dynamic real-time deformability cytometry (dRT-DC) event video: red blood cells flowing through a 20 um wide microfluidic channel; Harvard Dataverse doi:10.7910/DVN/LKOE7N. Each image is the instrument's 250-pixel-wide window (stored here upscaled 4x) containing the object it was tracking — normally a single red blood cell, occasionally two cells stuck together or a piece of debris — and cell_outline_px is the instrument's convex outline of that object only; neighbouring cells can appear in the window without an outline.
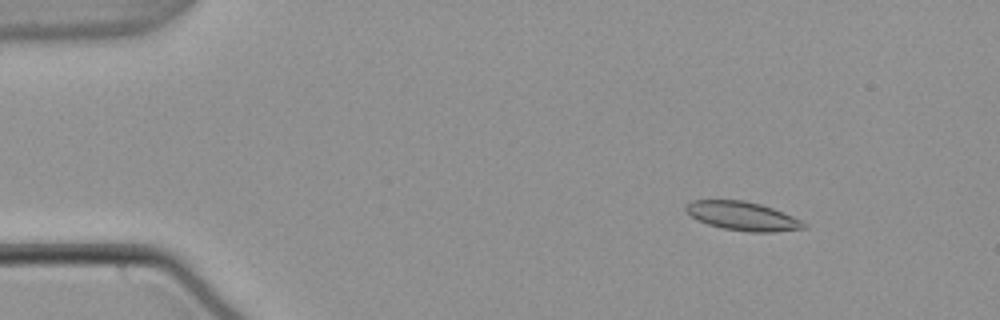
{"species": "common noctule bat (a hibernating species)", "species_latin": "Nyctalus noctula", "temperature_condition": "warm", "stored_images_in_passage": 54, "camera_frame_rate_fps": 3000, "um_per_image_px": 0.085, "animal": {"sex": "male", "body_mass_g": 21.5, "forearm_length_mm": 52.0}, "frame": {"image": 1, "passage_image": 7, "time_ms": 2.0, "image_size_px": [1000, 320], "cell_outline_px": [[808, 228], [772, 232], [748, 232], [724, 228], [708, 224], [692, 216], [684, 208], [692, 200], [744, 200], [760, 204], [772, 208], [792, 216], [808, 224]], "centroid_in_image_um": [63.16, 18.37], "position_along_channel_um": 21.8, "area_um2": 19.54}}
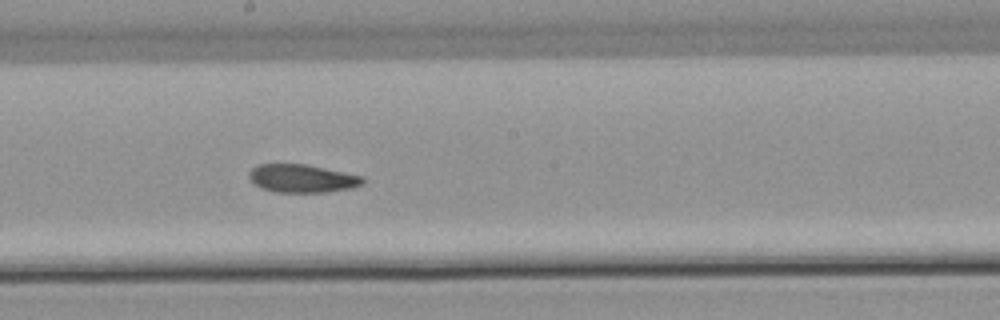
{"frame": {"image": 2, "passage_image": 30, "time_ms": 9.667, "image_size_px": [1000, 320], "cell_outline_px": [[364, 184], [352, 188], [324, 192], [276, 192], [260, 188], [248, 176], [248, 172], [256, 164], [304, 164], [364, 176]], "centroid_in_image_um": [25.68, 15.16], "position_along_channel_um": 222.5, "area_um2": 18.61}}
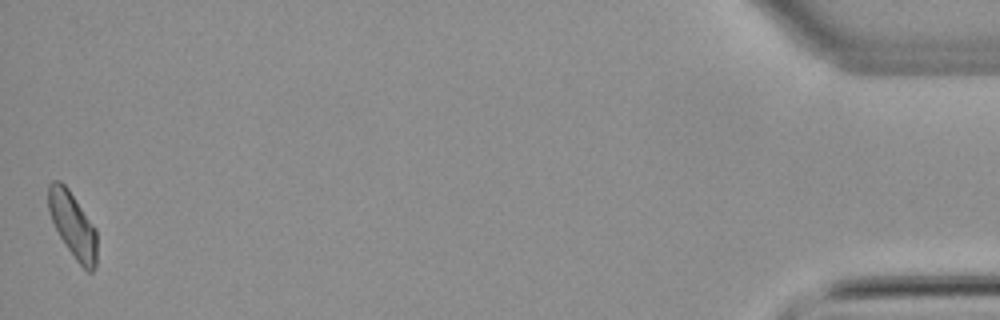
{"frame": {"image": 3, "passage_image": 54, "time_ms": 17.667, "image_size_px": [1000, 320], "cell_outline_px": [[96, 264], [92, 272], [88, 272], [76, 260], [60, 236], [48, 212], [48, 184], [52, 180], [60, 180], [68, 188], [96, 228]], "centroid_in_image_um": [6.18, 19.08], "position_along_channel_um": 429.0, "area_um2": 18.38}, "authors_computed_cell_mechanics": {"area_um2": 19.1896, "velocity_mm_per_s": 3.7782, "shape_relaxation_time_tau1_ms": null, "shape_relaxation_time_tau2_ms": 3.0845, "deformation_change_tau1": null, "deformation_change_tau2": 0.0969}}